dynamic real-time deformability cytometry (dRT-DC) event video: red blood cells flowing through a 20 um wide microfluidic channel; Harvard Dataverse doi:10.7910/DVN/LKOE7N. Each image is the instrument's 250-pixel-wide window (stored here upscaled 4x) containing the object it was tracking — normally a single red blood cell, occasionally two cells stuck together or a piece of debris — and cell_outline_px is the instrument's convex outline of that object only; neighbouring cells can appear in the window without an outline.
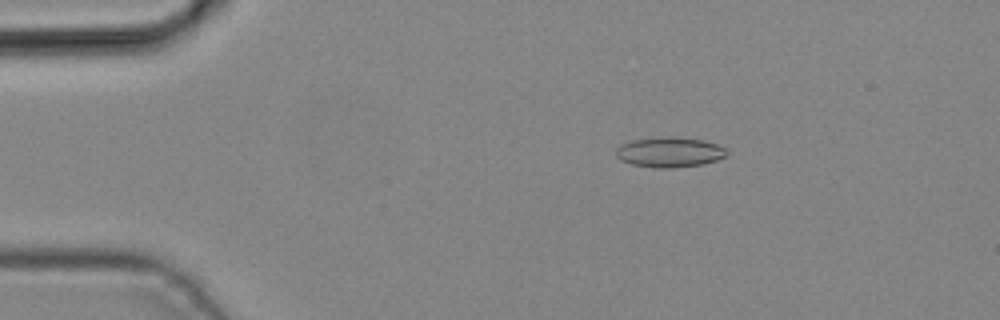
{"species": "common noctule bat (a hibernating species)", "species_latin": "Nyctalus noctula", "temperature_condition": "cold", "stored_images_in_passage": 5, "camera_frame_rate_fps": 3000, "um_per_image_px": 0.085, "animal": {"sex": "male", "body_mass_g": 19.2, "forearm_length_mm": 51.8}, "frame": {"image": 1, "passage_image": 3, "time_ms": 0.667, "image_size_px": [1000, 320], "cell_outline_px": [[728, 152], [724, 156], [716, 160], [700, 164], [672, 168], [660, 168], [632, 164], [620, 160], [616, 156], [616, 148], [620, 144], [632, 140], [660, 136], [672, 136], [704, 140], [716, 144], [724, 148]], "centroid_in_image_um": [56.87, 12.91], "position_along_channel_um": 28.1, "area_um2": 19.42}}
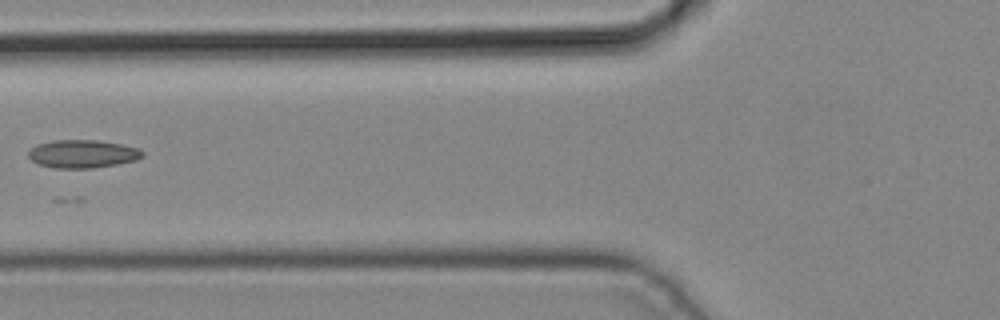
{"frame": {"image": 2, "passage_image": 5, "time_ms": 1.333, "image_size_px": [1000, 320], "cell_outline_px": [[144, 156], [136, 160], [116, 164], [92, 168], [52, 168], [40, 164], [32, 160], [28, 156], [28, 152], [36, 144], [52, 140], [100, 140], [140, 148], [144, 152]], "centroid_in_image_um": [7.03, 13.07], "position_along_channel_um": 118.8, "area_um2": 18.73}}